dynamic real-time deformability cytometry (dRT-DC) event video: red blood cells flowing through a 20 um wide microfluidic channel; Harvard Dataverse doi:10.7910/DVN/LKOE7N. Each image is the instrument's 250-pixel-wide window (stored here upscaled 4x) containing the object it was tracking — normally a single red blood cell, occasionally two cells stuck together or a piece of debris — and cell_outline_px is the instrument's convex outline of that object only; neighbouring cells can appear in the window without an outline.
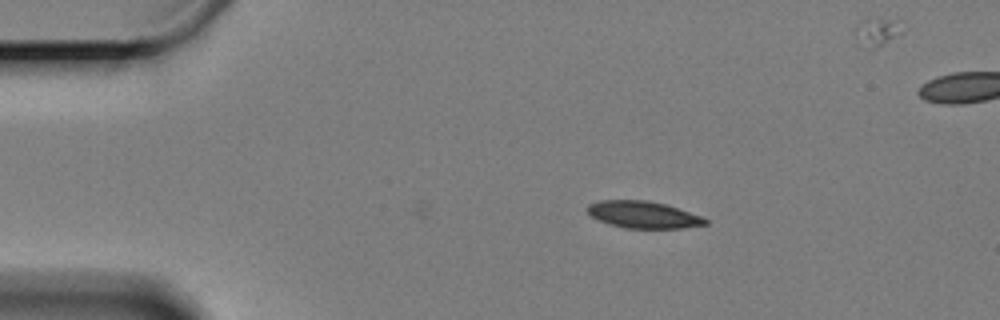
{"species": "Egyptian fruit bat (a non-hibernating species)", "species_latin": "Rousettus aegyptiacus", "temperature_condition": "cold", "stored_images_in_passage": 3, "camera_frame_rate_fps": 3000, "um_per_image_px": 0.085, "animal": {"sex": "female"}, "frame": {"image": 1, "passage_image": 1, "time_ms": 0.0, "image_size_px": [1000, 320], "cell_outline_px": [[708, 224], [680, 228], [624, 228], [608, 224], [596, 220], [588, 212], [588, 204], [600, 200], [648, 200], [664, 204], [700, 216], [708, 220]], "centroid_in_image_um": [54.63, 18.25], "position_along_channel_um": 30.4, "area_um2": 18.38}}